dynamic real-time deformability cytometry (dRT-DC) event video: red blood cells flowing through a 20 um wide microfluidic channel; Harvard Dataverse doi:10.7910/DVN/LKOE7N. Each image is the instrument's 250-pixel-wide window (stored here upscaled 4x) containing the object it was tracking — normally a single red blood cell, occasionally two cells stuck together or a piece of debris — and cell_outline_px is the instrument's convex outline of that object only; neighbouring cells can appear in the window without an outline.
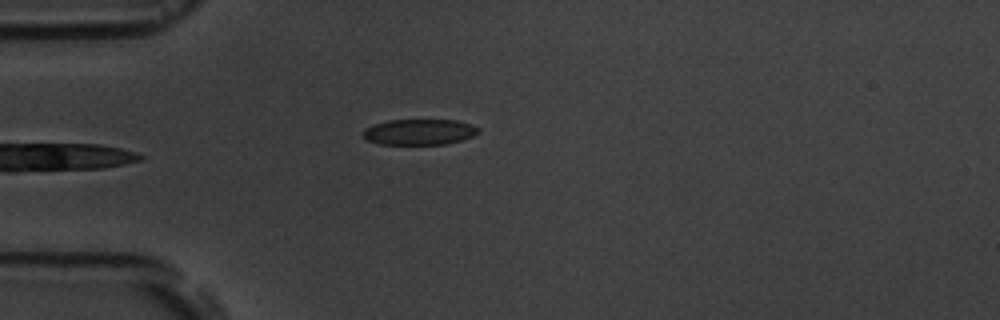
{"species": "common noctule bat (a hibernating species)", "species_latin": "Nyctalus noctula", "temperature_condition": "room temperature", "stored_images_in_passage": 6, "camera_frame_rate_fps": 3000, "um_per_image_px": 0.085, "animal": {"sex": "male", "body_mass_g": 19.5, "forearm_length_mm": 54.6}, "frame": {"image": 1, "passage_image": 6, "time_ms": 5.667, "image_size_px": [1000, 320], "cell_outline_px": [[480, 132], [472, 136], [460, 140], [444, 144], [380, 144], [368, 140], [360, 136], [360, 132], [364, 128], [372, 124], [388, 120], [456, 120], [472, 124], [480, 128]], "centroid_in_image_um": [35.59, 11.21], "position_along_channel_um": 49.4, "area_um2": 17.51}}